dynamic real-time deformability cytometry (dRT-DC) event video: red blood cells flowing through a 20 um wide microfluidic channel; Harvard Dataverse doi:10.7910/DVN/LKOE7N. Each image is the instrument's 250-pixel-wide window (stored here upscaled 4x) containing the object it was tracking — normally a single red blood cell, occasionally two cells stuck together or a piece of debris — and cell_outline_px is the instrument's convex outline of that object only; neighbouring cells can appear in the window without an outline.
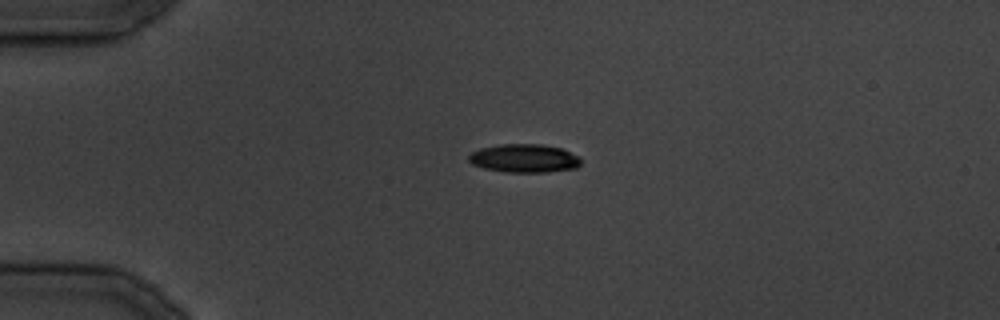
{"species": "common noctule bat (a hibernating species)", "species_latin": "Nyctalus noctula", "temperature_condition": "cold", "stored_images_in_passage": 14, "camera_frame_rate_fps": 3000, "um_per_image_px": 0.085, "animal": {"sex": "male", "body_mass_g": 19.5, "forearm_length_mm": 54.6}, "frame": {"image": 1, "passage_image": 1, "time_ms": 0.0, "image_size_px": [1000, 320], "cell_outline_px": [[580, 164], [576, 168], [548, 172], [504, 172], [484, 168], [472, 164], [468, 160], [468, 156], [472, 152], [480, 148], [500, 144], [540, 144], [560, 148], [580, 156]], "centroid_in_image_um": [44.55, 13.46], "position_along_channel_um": 40.4, "area_um2": 18.61}}
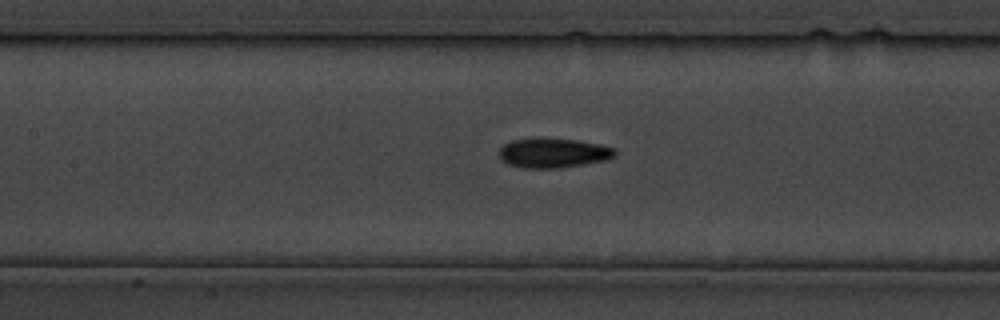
{"frame": {"image": 2, "passage_image": 9, "time_ms": 9.667, "image_size_px": [1000, 320], "cell_outline_px": [[616, 156], [604, 160], [556, 168], [520, 168], [508, 164], [500, 160], [500, 148], [504, 144], [512, 140], [576, 140], [600, 144], [616, 148]], "centroid_in_image_um": [47.03, 13.03], "position_along_channel_um": 160.4, "area_um2": 19.36}}
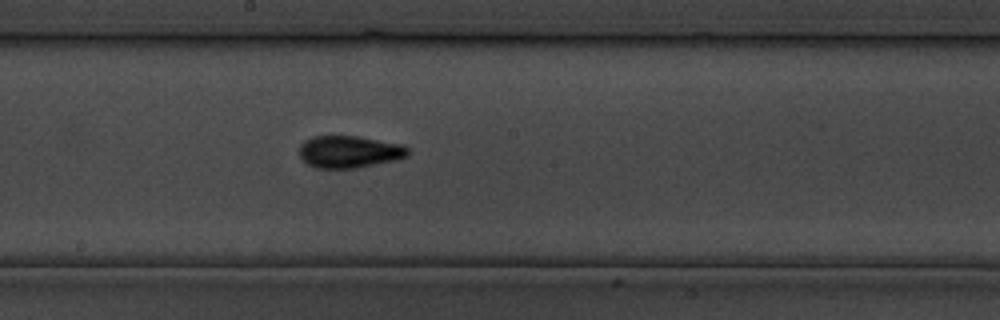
{"frame": {"image": 3, "passage_image": 12, "time_ms": 13.333, "image_size_px": [1000, 320], "cell_outline_px": [[408, 156], [396, 160], [356, 168], [316, 168], [308, 164], [300, 156], [300, 144], [304, 140], [312, 136], [360, 136], [404, 144], [408, 148]], "centroid_in_image_um": [29.71, 12.89], "position_along_channel_um": 218.5, "area_um2": 20.52}}